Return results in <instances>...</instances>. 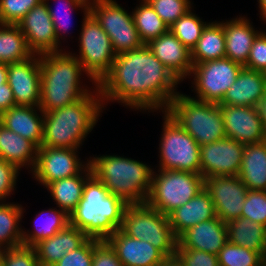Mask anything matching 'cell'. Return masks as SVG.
<instances>
[{
  "label": "cell",
  "instance_id": "6da1fadb",
  "mask_svg": "<svg viewBox=\"0 0 266 266\" xmlns=\"http://www.w3.org/2000/svg\"><path fill=\"white\" fill-rule=\"evenodd\" d=\"M180 83L144 44L116 55L111 70L97 87L103 106L110 100L135 110L163 112L179 93L175 88Z\"/></svg>",
  "mask_w": 266,
  "mask_h": 266
},
{
  "label": "cell",
  "instance_id": "7a4b0ae2",
  "mask_svg": "<svg viewBox=\"0 0 266 266\" xmlns=\"http://www.w3.org/2000/svg\"><path fill=\"white\" fill-rule=\"evenodd\" d=\"M95 90L73 104L43 112L41 146L65 149L80 148L84 138L97 124L99 116H101L100 113L104 109L97 86H95Z\"/></svg>",
  "mask_w": 266,
  "mask_h": 266
},
{
  "label": "cell",
  "instance_id": "3957f363",
  "mask_svg": "<svg viewBox=\"0 0 266 266\" xmlns=\"http://www.w3.org/2000/svg\"><path fill=\"white\" fill-rule=\"evenodd\" d=\"M65 52V53H64ZM44 53L40 55L41 89L39 108L48 112L63 108L90 95L92 91L81 86L84 72L90 81L97 83L85 72L79 60L66 52ZM83 71V72H82Z\"/></svg>",
  "mask_w": 266,
  "mask_h": 266
},
{
  "label": "cell",
  "instance_id": "277c9868",
  "mask_svg": "<svg viewBox=\"0 0 266 266\" xmlns=\"http://www.w3.org/2000/svg\"><path fill=\"white\" fill-rule=\"evenodd\" d=\"M128 205L92 174L85 182L81 200L69 215L70 224L89 238L106 240L121 228Z\"/></svg>",
  "mask_w": 266,
  "mask_h": 266
},
{
  "label": "cell",
  "instance_id": "5b68a950",
  "mask_svg": "<svg viewBox=\"0 0 266 266\" xmlns=\"http://www.w3.org/2000/svg\"><path fill=\"white\" fill-rule=\"evenodd\" d=\"M92 174L111 194L128 204H144L151 189L154 170L132 158L102 155L89 159Z\"/></svg>",
  "mask_w": 266,
  "mask_h": 266
},
{
  "label": "cell",
  "instance_id": "8992f818",
  "mask_svg": "<svg viewBox=\"0 0 266 266\" xmlns=\"http://www.w3.org/2000/svg\"><path fill=\"white\" fill-rule=\"evenodd\" d=\"M165 112L202 146L226 137L221 105L178 93Z\"/></svg>",
  "mask_w": 266,
  "mask_h": 266
},
{
  "label": "cell",
  "instance_id": "52a82bcc",
  "mask_svg": "<svg viewBox=\"0 0 266 266\" xmlns=\"http://www.w3.org/2000/svg\"><path fill=\"white\" fill-rule=\"evenodd\" d=\"M126 235L150 242L165 257L176 255L178 239L169 223L168 215L144 204H129L120 228Z\"/></svg>",
  "mask_w": 266,
  "mask_h": 266
},
{
  "label": "cell",
  "instance_id": "ba28073f",
  "mask_svg": "<svg viewBox=\"0 0 266 266\" xmlns=\"http://www.w3.org/2000/svg\"><path fill=\"white\" fill-rule=\"evenodd\" d=\"M202 189H204V177L201 174L158 169L157 174L153 173L146 204L168 215L194 198Z\"/></svg>",
  "mask_w": 266,
  "mask_h": 266
},
{
  "label": "cell",
  "instance_id": "9c48e42d",
  "mask_svg": "<svg viewBox=\"0 0 266 266\" xmlns=\"http://www.w3.org/2000/svg\"><path fill=\"white\" fill-rule=\"evenodd\" d=\"M84 19L79 36V55H74L85 72L98 84L111 70L116 57L112 42L99 22L90 13L83 11Z\"/></svg>",
  "mask_w": 266,
  "mask_h": 266
},
{
  "label": "cell",
  "instance_id": "30bf717a",
  "mask_svg": "<svg viewBox=\"0 0 266 266\" xmlns=\"http://www.w3.org/2000/svg\"><path fill=\"white\" fill-rule=\"evenodd\" d=\"M159 144V169L200 174V145L165 111Z\"/></svg>",
  "mask_w": 266,
  "mask_h": 266
},
{
  "label": "cell",
  "instance_id": "8fae6325",
  "mask_svg": "<svg viewBox=\"0 0 266 266\" xmlns=\"http://www.w3.org/2000/svg\"><path fill=\"white\" fill-rule=\"evenodd\" d=\"M127 12L115 0H97L90 6V13L108 34L116 55L144 45L135 27L132 13Z\"/></svg>",
  "mask_w": 266,
  "mask_h": 266
},
{
  "label": "cell",
  "instance_id": "7c38bea8",
  "mask_svg": "<svg viewBox=\"0 0 266 266\" xmlns=\"http://www.w3.org/2000/svg\"><path fill=\"white\" fill-rule=\"evenodd\" d=\"M242 68V65L226 57L194 64L191 71L193 75L190 76L194 78L192 84L195 86L192 87L197 98H191L219 104Z\"/></svg>",
  "mask_w": 266,
  "mask_h": 266
},
{
  "label": "cell",
  "instance_id": "4fadbf2b",
  "mask_svg": "<svg viewBox=\"0 0 266 266\" xmlns=\"http://www.w3.org/2000/svg\"><path fill=\"white\" fill-rule=\"evenodd\" d=\"M77 150L40 146L32 171L33 177L46 187L56 180L79 174L89 164V160L81 162Z\"/></svg>",
  "mask_w": 266,
  "mask_h": 266
},
{
  "label": "cell",
  "instance_id": "5bb4252c",
  "mask_svg": "<svg viewBox=\"0 0 266 266\" xmlns=\"http://www.w3.org/2000/svg\"><path fill=\"white\" fill-rule=\"evenodd\" d=\"M245 145L224 137L200 146V174L210 176H238Z\"/></svg>",
  "mask_w": 266,
  "mask_h": 266
},
{
  "label": "cell",
  "instance_id": "9a60e30c",
  "mask_svg": "<svg viewBox=\"0 0 266 266\" xmlns=\"http://www.w3.org/2000/svg\"><path fill=\"white\" fill-rule=\"evenodd\" d=\"M204 189L212 198L216 217L225 223L241 217L248 189L238 176L204 178Z\"/></svg>",
  "mask_w": 266,
  "mask_h": 266
},
{
  "label": "cell",
  "instance_id": "2e32d148",
  "mask_svg": "<svg viewBox=\"0 0 266 266\" xmlns=\"http://www.w3.org/2000/svg\"><path fill=\"white\" fill-rule=\"evenodd\" d=\"M226 137L244 145L266 140L259 107L221 105Z\"/></svg>",
  "mask_w": 266,
  "mask_h": 266
},
{
  "label": "cell",
  "instance_id": "e0dca14e",
  "mask_svg": "<svg viewBox=\"0 0 266 266\" xmlns=\"http://www.w3.org/2000/svg\"><path fill=\"white\" fill-rule=\"evenodd\" d=\"M34 54L62 52L45 1L34 6L17 24Z\"/></svg>",
  "mask_w": 266,
  "mask_h": 266
},
{
  "label": "cell",
  "instance_id": "ac0fdd59",
  "mask_svg": "<svg viewBox=\"0 0 266 266\" xmlns=\"http://www.w3.org/2000/svg\"><path fill=\"white\" fill-rule=\"evenodd\" d=\"M7 82L13 91L15 105L39 106L41 89L40 55L8 64Z\"/></svg>",
  "mask_w": 266,
  "mask_h": 266
},
{
  "label": "cell",
  "instance_id": "d6986e66",
  "mask_svg": "<svg viewBox=\"0 0 266 266\" xmlns=\"http://www.w3.org/2000/svg\"><path fill=\"white\" fill-rule=\"evenodd\" d=\"M106 241L124 266H158L165 256L150 242L138 240L117 229Z\"/></svg>",
  "mask_w": 266,
  "mask_h": 266
},
{
  "label": "cell",
  "instance_id": "ffe728a7",
  "mask_svg": "<svg viewBox=\"0 0 266 266\" xmlns=\"http://www.w3.org/2000/svg\"><path fill=\"white\" fill-rule=\"evenodd\" d=\"M177 239L180 249H195L218 255L228 242L226 223L215 217L188 228Z\"/></svg>",
  "mask_w": 266,
  "mask_h": 266
},
{
  "label": "cell",
  "instance_id": "44dd1931",
  "mask_svg": "<svg viewBox=\"0 0 266 266\" xmlns=\"http://www.w3.org/2000/svg\"><path fill=\"white\" fill-rule=\"evenodd\" d=\"M156 58L182 82L191 75V51L169 30L146 44Z\"/></svg>",
  "mask_w": 266,
  "mask_h": 266
},
{
  "label": "cell",
  "instance_id": "7402d4cb",
  "mask_svg": "<svg viewBox=\"0 0 266 266\" xmlns=\"http://www.w3.org/2000/svg\"><path fill=\"white\" fill-rule=\"evenodd\" d=\"M0 123L37 148L42 145L44 113L39 106L15 105L0 115Z\"/></svg>",
  "mask_w": 266,
  "mask_h": 266
},
{
  "label": "cell",
  "instance_id": "603a6c76",
  "mask_svg": "<svg viewBox=\"0 0 266 266\" xmlns=\"http://www.w3.org/2000/svg\"><path fill=\"white\" fill-rule=\"evenodd\" d=\"M265 96L266 84L262 72L243 67L219 104L259 107Z\"/></svg>",
  "mask_w": 266,
  "mask_h": 266
},
{
  "label": "cell",
  "instance_id": "cb8c5ba5",
  "mask_svg": "<svg viewBox=\"0 0 266 266\" xmlns=\"http://www.w3.org/2000/svg\"><path fill=\"white\" fill-rule=\"evenodd\" d=\"M89 237L69 224L50 238L43 239L33 247L41 266H53L65 254L78 249Z\"/></svg>",
  "mask_w": 266,
  "mask_h": 266
},
{
  "label": "cell",
  "instance_id": "d4e9b609",
  "mask_svg": "<svg viewBox=\"0 0 266 266\" xmlns=\"http://www.w3.org/2000/svg\"><path fill=\"white\" fill-rule=\"evenodd\" d=\"M215 217L216 211L212 198L205 189L168 214L169 223L177 238L188 228Z\"/></svg>",
  "mask_w": 266,
  "mask_h": 266
},
{
  "label": "cell",
  "instance_id": "484cf974",
  "mask_svg": "<svg viewBox=\"0 0 266 266\" xmlns=\"http://www.w3.org/2000/svg\"><path fill=\"white\" fill-rule=\"evenodd\" d=\"M222 25L225 32L226 58L244 67L253 41L260 32L253 28L250 20L242 16L226 20V22H222Z\"/></svg>",
  "mask_w": 266,
  "mask_h": 266
},
{
  "label": "cell",
  "instance_id": "4316f807",
  "mask_svg": "<svg viewBox=\"0 0 266 266\" xmlns=\"http://www.w3.org/2000/svg\"><path fill=\"white\" fill-rule=\"evenodd\" d=\"M37 149L31 141L0 123V160L15 165L19 170L29 166L32 172L36 163Z\"/></svg>",
  "mask_w": 266,
  "mask_h": 266
},
{
  "label": "cell",
  "instance_id": "83f0119b",
  "mask_svg": "<svg viewBox=\"0 0 266 266\" xmlns=\"http://www.w3.org/2000/svg\"><path fill=\"white\" fill-rule=\"evenodd\" d=\"M238 177L248 190L266 191V140L245 145Z\"/></svg>",
  "mask_w": 266,
  "mask_h": 266
},
{
  "label": "cell",
  "instance_id": "f1b7e54d",
  "mask_svg": "<svg viewBox=\"0 0 266 266\" xmlns=\"http://www.w3.org/2000/svg\"><path fill=\"white\" fill-rule=\"evenodd\" d=\"M91 175L92 169L88 164L79 174L56 180L48 184L46 188L48 192L50 191L59 209L70 215L81 200L85 182Z\"/></svg>",
  "mask_w": 266,
  "mask_h": 266
},
{
  "label": "cell",
  "instance_id": "f546056e",
  "mask_svg": "<svg viewBox=\"0 0 266 266\" xmlns=\"http://www.w3.org/2000/svg\"><path fill=\"white\" fill-rule=\"evenodd\" d=\"M228 242L258 252L266 257V226L244 217L226 223Z\"/></svg>",
  "mask_w": 266,
  "mask_h": 266
},
{
  "label": "cell",
  "instance_id": "4dcf8cb0",
  "mask_svg": "<svg viewBox=\"0 0 266 266\" xmlns=\"http://www.w3.org/2000/svg\"><path fill=\"white\" fill-rule=\"evenodd\" d=\"M225 57V32L222 22H209L191 51L192 65Z\"/></svg>",
  "mask_w": 266,
  "mask_h": 266
},
{
  "label": "cell",
  "instance_id": "1f68e13d",
  "mask_svg": "<svg viewBox=\"0 0 266 266\" xmlns=\"http://www.w3.org/2000/svg\"><path fill=\"white\" fill-rule=\"evenodd\" d=\"M33 55L18 25L0 24V63L21 62Z\"/></svg>",
  "mask_w": 266,
  "mask_h": 266
},
{
  "label": "cell",
  "instance_id": "d6a6232c",
  "mask_svg": "<svg viewBox=\"0 0 266 266\" xmlns=\"http://www.w3.org/2000/svg\"><path fill=\"white\" fill-rule=\"evenodd\" d=\"M42 214L44 218L41 219L42 221L39 220L42 223H38V216H42ZM35 220L37 221L36 223L34 222V225L38 224L34 226V231L28 230L26 232L25 229H22V245L33 247L39 241L52 237L70 224L69 215L65 211L57 210L56 208H49L47 211L39 212Z\"/></svg>",
  "mask_w": 266,
  "mask_h": 266
},
{
  "label": "cell",
  "instance_id": "836d02e7",
  "mask_svg": "<svg viewBox=\"0 0 266 266\" xmlns=\"http://www.w3.org/2000/svg\"><path fill=\"white\" fill-rule=\"evenodd\" d=\"M23 210L19 204L0 202V245L5 249L22 245Z\"/></svg>",
  "mask_w": 266,
  "mask_h": 266
},
{
  "label": "cell",
  "instance_id": "e575fe53",
  "mask_svg": "<svg viewBox=\"0 0 266 266\" xmlns=\"http://www.w3.org/2000/svg\"><path fill=\"white\" fill-rule=\"evenodd\" d=\"M132 15L139 37L144 44H148L151 40L169 31L167 24L146 0L141 1L139 6L132 11Z\"/></svg>",
  "mask_w": 266,
  "mask_h": 266
},
{
  "label": "cell",
  "instance_id": "d590c367",
  "mask_svg": "<svg viewBox=\"0 0 266 266\" xmlns=\"http://www.w3.org/2000/svg\"><path fill=\"white\" fill-rule=\"evenodd\" d=\"M192 9L180 17L169 30L190 50L196 46L202 30L207 25Z\"/></svg>",
  "mask_w": 266,
  "mask_h": 266
},
{
  "label": "cell",
  "instance_id": "8d00e7d4",
  "mask_svg": "<svg viewBox=\"0 0 266 266\" xmlns=\"http://www.w3.org/2000/svg\"><path fill=\"white\" fill-rule=\"evenodd\" d=\"M219 266H264L265 259L255 251L227 242L219 251Z\"/></svg>",
  "mask_w": 266,
  "mask_h": 266
},
{
  "label": "cell",
  "instance_id": "74e56055",
  "mask_svg": "<svg viewBox=\"0 0 266 266\" xmlns=\"http://www.w3.org/2000/svg\"><path fill=\"white\" fill-rule=\"evenodd\" d=\"M170 27L180 17L192 9L190 0H146Z\"/></svg>",
  "mask_w": 266,
  "mask_h": 266
},
{
  "label": "cell",
  "instance_id": "f35d334b",
  "mask_svg": "<svg viewBox=\"0 0 266 266\" xmlns=\"http://www.w3.org/2000/svg\"><path fill=\"white\" fill-rule=\"evenodd\" d=\"M47 3V7L49 9V14L51 16V20L53 22L54 25V30H55V34L58 40V43L61 44L60 42V38L65 39L62 35V32H68V26L70 24V14L73 11V9H78L81 8V10L83 9L84 11H90V7L81 3L78 0H64L65 3H62V0H58L62 3L64 10L67 11V13L65 12L64 14L62 13L61 10H63L62 6H60V8H56L55 10L52 9V6L49 5V0H44ZM48 1V2H47ZM57 2V1H56ZM59 3V4H61ZM58 7V6H57ZM68 8V9H67ZM65 18V19H63Z\"/></svg>",
  "mask_w": 266,
  "mask_h": 266
},
{
  "label": "cell",
  "instance_id": "ab89813d",
  "mask_svg": "<svg viewBox=\"0 0 266 266\" xmlns=\"http://www.w3.org/2000/svg\"><path fill=\"white\" fill-rule=\"evenodd\" d=\"M44 0H0V24L17 25L34 6Z\"/></svg>",
  "mask_w": 266,
  "mask_h": 266
},
{
  "label": "cell",
  "instance_id": "60d3db41",
  "mask_svg": "<svg viewBox=\"0 0 266 266\" xmlns=\"http://www.w3.org/2000/svg\"><path fill=\"white\" fill-rule=\"evenodd\" d=\"M241 217L266 226V191H247Z\"/></svg>",
  "mask_w": 266,
  "mask_h": 266
},
{
  "label": "cell",
  "instance_id": "b9f144b4",
  "mask_svg": "<svg viewBox=\"0 0 266 266\" xmlns=\"http://www.w3.org/2000/svg\"><path fill=\"white\" fill-rule=\"evenodd\" d=\"M0 266H41L32 246L20 245L5 249Z\"/></svg>",
  "mask_w": 266,
  "mask_h": 266
},
{
  "label": "cell",
  "instance_id": "7bdbcfd3",
  "mask_svg": "<svg viewBox=\"0 0 266 266\" xmlns=\"http://www.w3.org/2000/svg\"><path fill=\"white\" fill-rule=\"evenodd\" d=\"M93 238H88L78 249L65 254L53 266H92Z\"/></svg>",
  "mask_w": 266,
  "mask_h": 266
},
{
  "label": "cell",
  "instance_id": "ee69618b",
  "mask_svg": "<svg viewBox=\"0 0 266 266\" xmlns=\"http://www.w3.org/2000/svg\"><path fill=\"white\" fill-rule=\"evenodd\" d=\"M92 266H124L106 240L93 238Z\"/></svg>",
  "mask_w": 266,
  "mask_h": 266
},
{
  "label": "cell",
  "instance_id": "f6af8a7d",
  "mask_svg": "<svg viewBox=\"0 0 266 266\" xmlns=\"http://www.w3.org/2000/svg\"><path fill=\"white\" fill-rule=\"evenodd\" d=\"M176 255L185 266H219L217 255L205 251L180 249L177 246Z\"/></svg>",
  "mask_w": 266,
  "mask_h": 266
},
{
  "label": "cell",
  "instance_id": "bcb514c9",
  "mask_svg": "<svg viewBox=\"0 0 266 266\" xmlns=\"http://www.w3.org/2000/svg\"><path fill=\"white\" fill-rule=\"evenodd\" d=\"M244 68L255 71H263L266 68V32L260 31L254 39Z\"/></svg>",
  "mask_w": 266,
  "mask_h": 266
},
{
  "label": "cell",
  "instance_id": "7dc6e473",
  "mask_svg": "<svg viewBox=\"0 0 266 266\" xmlns=\"http://www.w3.org/2000/svg\"><path fill=\"white\" fill-rule=\"evenodd\" d=\"M19 169L5 161L0 160V201L5 202L16 186Z\"/></svg>",
  "mask_w": 266,
  "mask_h": 266
},
{
  "label": "cell",
  "instance_id": "c3c4849f",
  "mask_svg": "<svg viewBox=\"0 0 266 266\" xmlns=\"http://www.w3.org/2000/svg\"><path fill=\"white\" fill-rule=\"evenodd\" d=\"M13 106H15V99L8 82L0 84V115Z\"/></svg>",
  "mask_w": 266,
  "mask_h": 266
},
{
  "label": "cell",
  "instance_id": "681fc988",
  "mask_svg": "<svg viewBox=\"0 0 266 266\" xmlns=\"http://www.w3.org/2000/svg\"><path fill=\"white\" fill-rule=\"evenodd\" d=\"M158 266H185L177 255L166 257L165 260Z\"/></svg>",
  "mask_w": 266,
  "mask_h": 266
},
{
  "label": "cell",
  "instance_id": "f907efd6",
  "mask_svg": "<svg viewBox=\"0 0 266 266\" xmlns=\"http://www.w3.org/2000/svg\"><path fill=\"white\" fill-rule=\"evenodd\" d=\"M8 64L0 63V84L7 83Z\"/></svg>",
  "mask_w": 266,
  "mask_h": 266
},
{
  "label": "cell",
  "instance_id": "816d5d0a",
  "mask_svg": "<svg viewBox=\"0 0 266 266\" xmlns=\"http://www.w3.org/2000/svg\"><path fill=\"white\" fill-rule=\"evenodd\" d=\"M259 109H260V113H261V118L264 122V126L266 129V96L261 101Z\"/></svg>",
  "mask_w": 266,
  "mask_h": 266
},
{
  "label": "cell",
  "instance_id": "f5cc1de1",
  "mask_svg": "<svg viewBox=\"0 0 266 266\" xmlns=\"http://www.w3.org/2000/svg\"><path fill=\"white\" fill-rule=\"evenodd\" d=\"M260 15L262 16V20L266 21V0H258Z\"/></svg>",
  "mask_w": 266,
  "mask_h": 266
},
{
  "label": "cell",
  "instance_id": "db71d44e",
  "mask_svg": "<svg viewBox=\"0 0 266 266\" xmlns=\"http://www.w3.org/2000/svg\"><path fill=\"white\" fill-rule=\"evenodd\" d=\"M78 1H80L81 3H83V4H85V5H87V6H91V5H93L97 0H78Z\"/></svg>",
  "mask_w": 266,
  "mask_h": 266
},
{
  "label": "cell",
  "instance_id": "11a10c76",
  "mask_svg": "<svg viewBox=\"0 0 266 266\" xmlns=\"http://www.w3.org/2000/svg\"><path fill=\"white\" fill-rule=\"evenodd\" d=\"M4 250H5V248H3V247L0 245V262H1L2 254H3Z\"/></svg>",
  "mask_w": 266,
  "mask_h": 266
},
{
  "label": "cell",
  "instance_id": "9f6ffc18",
  "mask_svg": "<svg viewBox=\"0 0 266 266\" xmlns=\"http://www.w3.org/2000/svg\"><path fill=\"white\" fill-rule=\"evenodd\" d=\"M261 72L263 74V78H264V81H265V84H266V68L263 71H261Z\"/></svg>",
  "mask_w": 266,
  "mask_h": 266
}]
</instances>
